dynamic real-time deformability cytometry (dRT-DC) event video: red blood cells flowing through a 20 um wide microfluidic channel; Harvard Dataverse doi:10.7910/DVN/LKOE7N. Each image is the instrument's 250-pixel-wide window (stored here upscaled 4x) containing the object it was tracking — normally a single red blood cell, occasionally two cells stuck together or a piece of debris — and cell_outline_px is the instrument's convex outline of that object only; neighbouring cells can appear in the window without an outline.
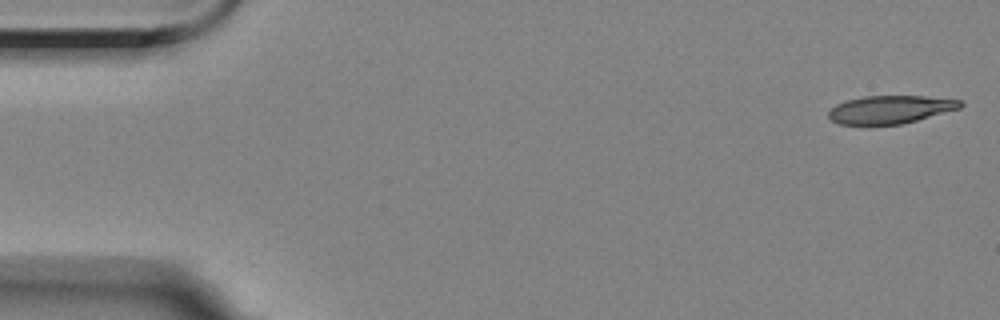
{"species": "Egyptian fruit bat (a non-hibernating species)", "species_latin": "Rousettus aegyptiacus", "temperature_condition": "room temperature", "stored_images_in_passage": 5, "camera_frame_rate_fps": 3000, "um_per_image_px": 0.085, "animal": {"sex": "female"}, "frame": {"image": 1, "passage_image": 1, "time_ms": 0.0, "image_size_px": [1000, 320], "cell_outline_px": [[964, 104], [960, 108], [916, 120], [900, 124], [840, 124], [832, 120], [828, 116], [828, 112], [836, 104], [844, 100], [864, 96], [924, 96], [960, 100]], "centroid_in_image_um": [75.65, 9.29], "position_along_channel_um": 9.4, "area_um2": 21.27}}
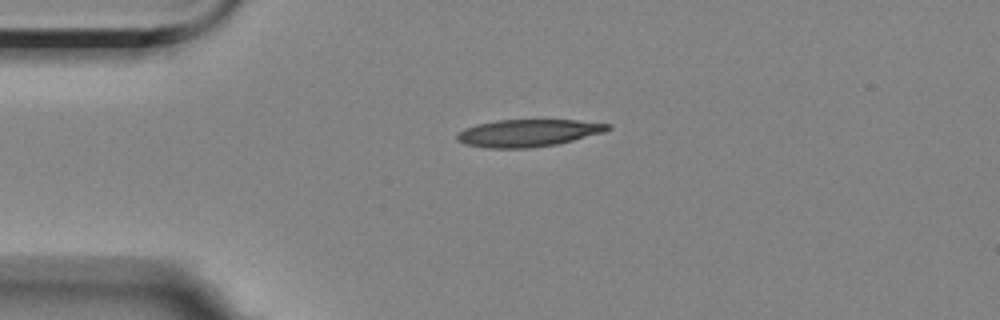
{"frame": {"image": 2, "passage_image": 4, "time_ms": 3.667, "image_size_px": [1000, 320], "cell_outline_px": [[612, 128], [604, 132], [556, 144], [532, 148], [488, 148], [464, 144], [456, 140], [456, 136], [464, 128], [476, 124], [496, 120], [576, 120], [612, 124]], "centroid_in_image_um": [44.88, 11.3], "position_along_channel_um": 40.1, "area_um2": 23.99}}